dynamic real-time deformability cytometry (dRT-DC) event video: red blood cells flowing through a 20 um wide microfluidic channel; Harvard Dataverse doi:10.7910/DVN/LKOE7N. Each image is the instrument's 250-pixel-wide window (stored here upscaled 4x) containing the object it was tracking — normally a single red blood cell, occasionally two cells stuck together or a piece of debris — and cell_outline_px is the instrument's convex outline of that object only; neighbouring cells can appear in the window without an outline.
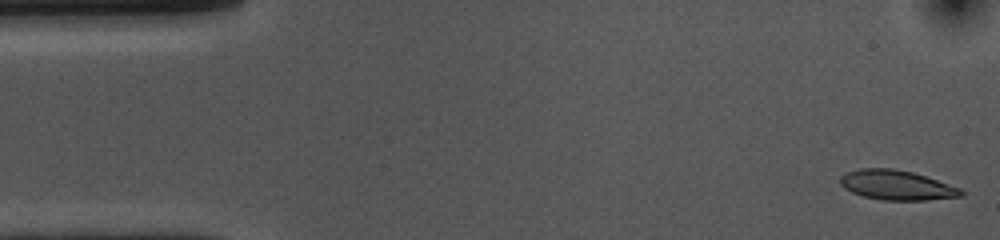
{"species": "common noctule bat (a hibernating species)", "species_latin": "Nyctalus noctula", "temperature_condition": "cold", "stored_images_in_passage": 31, "camera_frame_rate_fps": 3000, "um_per_image_px": 0.085, "animal": {"sex": "female", "body_mass_g": 10.0, "forearm_length_mm": 53.1}, "frame": {"image": 1, "passage_image": 1, "time_ms": 0.0, "image_size_px": [1000, 240], "cell_outline_px": [[964, 196], [924, 200], [884, 200], [864, 196], [852, 192], [844, 188], [840, 184], [840, 176], [848, 172], [860, 168], [892, 168], [912, 172], [960, 188], [964, 192]], "centroid_in_image_um": [76.2, 15.73], "position_along_channel_um": 8.8, "area_um2": 20.69}}
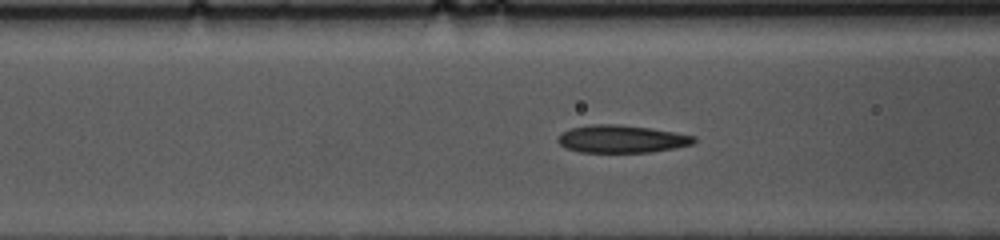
{"frame": {"image": 2, "passage_image": 18, "time_ms": 5.667, "image_size_px": [1000, 240], "cell_outline_px": [[696, 140], [692, 144], [676, 148], [648, 152], [580, 152], [568, 148], [560, 144], [556, 140], [564, 132], [572, 128], [592, 124], [616, 124], [648, 128], [696, 136]], "centroid_in_image_um": [52.85, 11.82], "position_along_channel_um": 113.7, "area_um2": 21.56}}
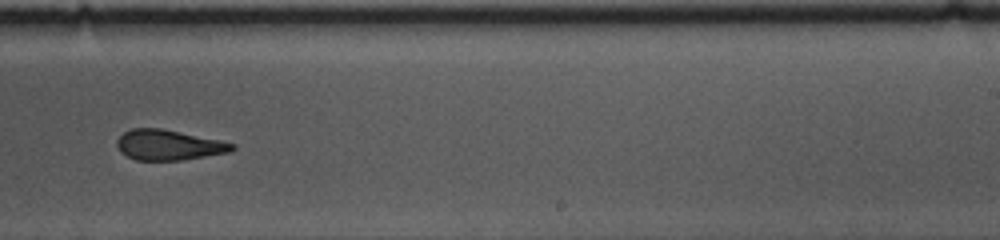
{"frame": {"image": 3, "passage_image": 31, "time_ms": 10.0, "image_size_px": [1000, 240], "cell_outline_px": [[236, 148], [228, 152], [180, 160], [136, 160], [120, 152], [116, 144], [116, 140], [124, 132], [132, 128], [160, 128], [236, 144]], "centroid_in_image_um": [14.28, 12.32], "position_along_channel_um": 274.7, "area_um2": 20.0}}